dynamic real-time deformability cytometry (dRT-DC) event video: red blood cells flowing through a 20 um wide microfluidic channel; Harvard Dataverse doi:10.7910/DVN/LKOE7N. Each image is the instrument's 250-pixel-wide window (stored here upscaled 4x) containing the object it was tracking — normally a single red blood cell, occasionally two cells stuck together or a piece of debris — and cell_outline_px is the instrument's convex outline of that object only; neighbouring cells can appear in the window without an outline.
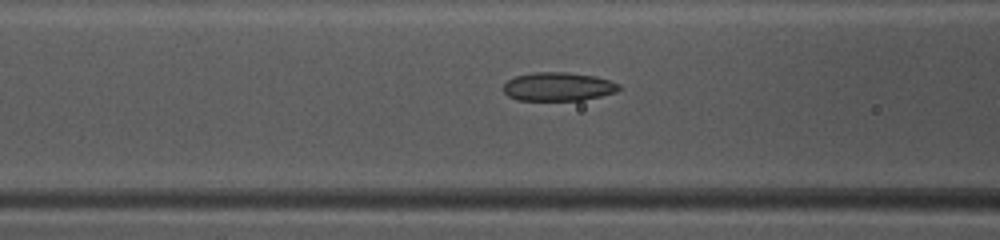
{"species": "common noctule bat (a hibernating species)", "species_latin": "Nyctalus noctula", "temperature_condition": "warm", "stored_images_in_passage": 50, "camera_frame_rate_fps": 3000, "um_per_image_px": 0.085, "animal": {"sex": "female", "body_mass_g": 10.0, "forearm_length_mm": 53.1}, "frame": {"image": 1, "passage_image": 21, "time_ms": 6.667, "image_size_px": [1000, 240], "cell_outline_px": [[620, 88], [616, 92], [600, 96], [580, 100], [516, 100], [508, 96], [504, 92], [504, 84], [508, 80], [516, 76], [536, 72], [568, 72], [596, 76], [620, 84]], "centroid_in_image_um": [47.44, 7.36], "position_along_channel_um": 119.2, "area_um2": 19.19}}
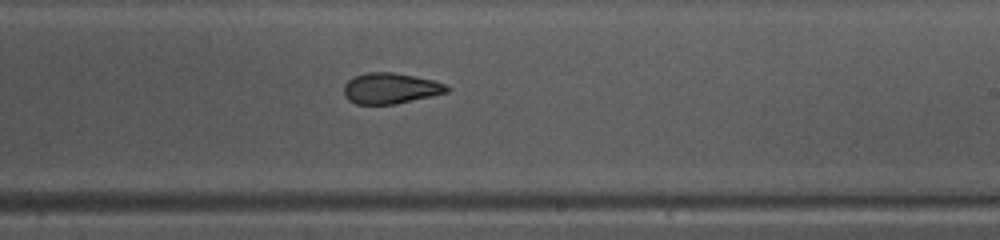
{"frame": {"image": 2, "passage_image": 31, "time_ms": 10.0, "image_size_px": [1000, 240], "cell_outline_px": [[452, 88], [448, 92], [432, 96], [396, 104], [356, 104], [348, 100], [344, 96], [344, 84], [352, 76], [368, 72], [392, 72], [432, 80], [444, 84]], "centroid_in_image_um": [33.16, 7.51], "position_along_channel_um": 255.8, "area_um2": 18.55}}
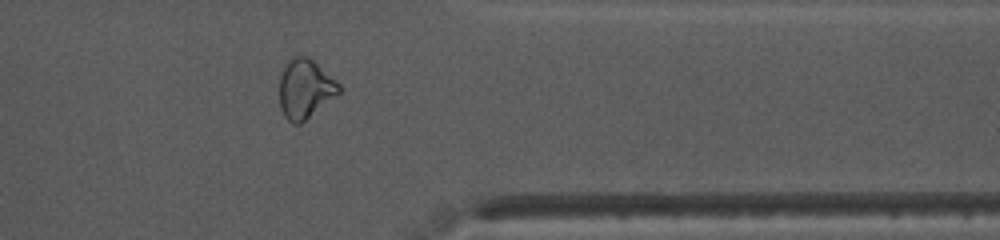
{"frame": {"image": 3, "passage_image": 41, "time_ms": 13.333, "image_size_px": [1000, 240], "cell_outline_px": [[340, 92], [300, 124], [292, 124], [284, 116], [280, 108], [280, 76], [284, 64], [292, 56], [308, 56], [340, 84]], "centroid_in_image_um": [25.9, 7.54], "position_along_channel_um": 385.5, "area_um2": 20.4}, "authors_computed_cell_mechanics": {"area_um2": 19.9121, "velocity_mm_per_s": 4.0887, "shape_relaxation_time_tau1_ms": 10.8288, "shape_relaxation_time_tau2_ms": 2.5484, "deformation_change_tau1": 0.2292, "deformation_change_tau2": 0.0601}}